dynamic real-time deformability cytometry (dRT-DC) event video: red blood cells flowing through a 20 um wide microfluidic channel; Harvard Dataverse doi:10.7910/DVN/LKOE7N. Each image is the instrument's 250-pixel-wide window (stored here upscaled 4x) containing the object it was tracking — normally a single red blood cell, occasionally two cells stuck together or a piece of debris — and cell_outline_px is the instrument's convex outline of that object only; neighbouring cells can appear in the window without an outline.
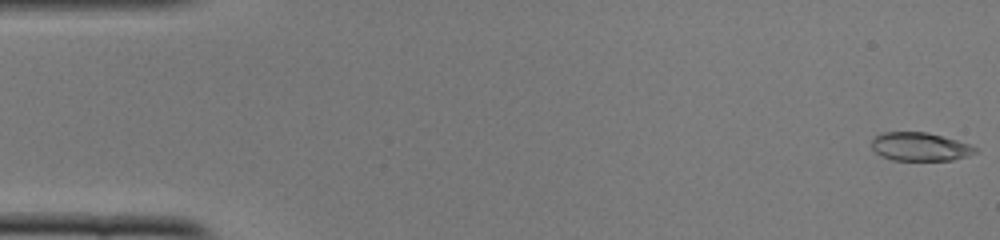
{"species": "common noctule bat (a hibernating species)", "species_latin": "Nyctalus noctula", "temperature_condition": "cold", "stored_images_in_passage": 51, "camera_frame_rate_fps": 3000, "um_per_image_px": 0.085, "animal": {"sex": "female", "body_mass_g": 22.0, "forearm_length_mm": 56.7}, "frame": {"image": 1, "passage_image": 1, "time_ms": 0.0, "image_size_px": [1000, 240], "cell_outline_px": [[976, 152], [968, 156], [952, 160], [892, 160], [880, 156], [872, 148], [872, 140], [880, 132], [924, 132], [956, 140], [968, 144], [976, 148]], "centroid_in_image_um": [78.16, 12.48], "position_along_channel_um": 6.8, "area_um2": 16.99}}
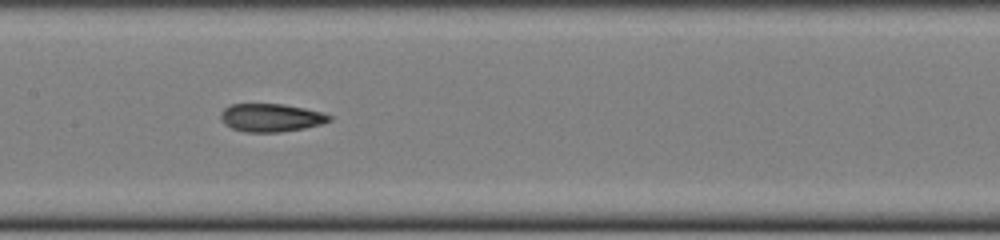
{"frame": {"image": 2, "passage_image": 25, "time_ms": 8.0, "image_size_px": [1000, 240], "cell_outline_px": [[332, 120], [320, 124], [304, 128], [280, 132], [244, 132], [232, 128], [224, 124], [220, 116], [220, 112], [224, 108], [232, 104], [284, 104], [324, 112], [332, 116]], "centroid_in_image_um": [23.04, 10.0], "position_along_channel_um": 184.4, "area_um2": 17.86}}
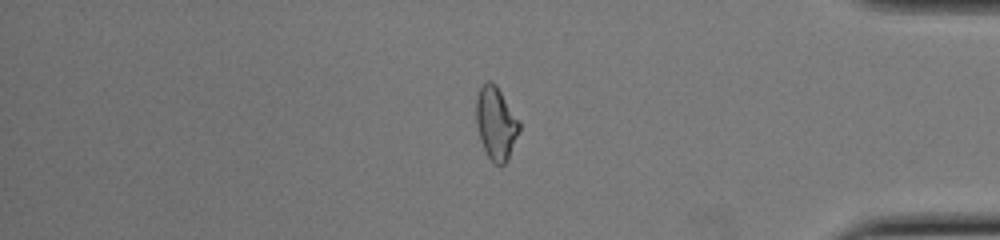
{"frame": {"image": 3, "passage_image": 43, "time_ms": 14.0, "image_size_px": [1000, 240], "cell_outline_px": [[520, 128], [508, 160], [500, 168], [488, 156], [480, 140], [476, 124], [476, 96], [480, 88], [488, 80], [496, 84], [520, 120]], "centroid_in_image_um": [42.16, 10.47], "position_along_channel_um": 393.0, "area_um2": 18.44}, "authors_computed_cell_mechanics": {"area_um2": 18.0914, "velocity_mm_per_s": 3.9261, "shape_relaxation_time_tau1_ms": null, "shape_relaxation_time_tau2_ms": 2.5215, "deformation_change_tau1": null, "deformation_change_tau2": 0.1078}}